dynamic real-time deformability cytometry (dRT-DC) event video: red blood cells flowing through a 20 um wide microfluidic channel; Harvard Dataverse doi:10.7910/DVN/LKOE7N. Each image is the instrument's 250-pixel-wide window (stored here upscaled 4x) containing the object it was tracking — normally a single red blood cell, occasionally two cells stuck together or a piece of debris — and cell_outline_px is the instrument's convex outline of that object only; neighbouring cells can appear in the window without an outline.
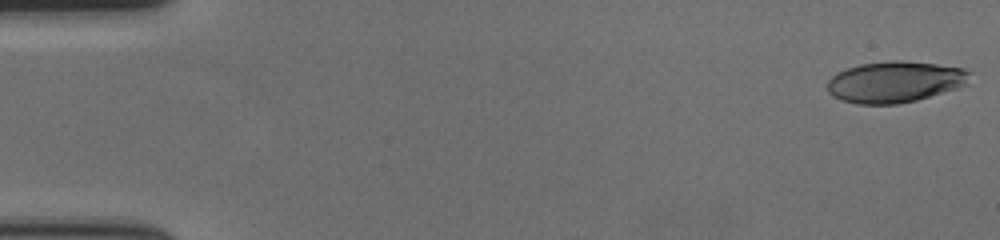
{"species": "human", "species_latin": "Homo sapiens", "temperature_condition": "cold", "stored_images_in_passage": 58, "camera_frame_rate_fps": 3000, "um_per_image_px": 0.085, "donor": {"sex": "female"}, "frame": {"image": 1, "passage_image": 1, "time_ms": 0.0, "image_size_px": [1000, 240], "cell_outline_px": [[972, 72], [968, 84], [956, 88], [916, 100], [896, 104], [856, 104], [840, 100], [832, 96], [828, 92], [828, 80], [836, 72], [860, 64], [888, 60], [900, 60], [936, 64], [964, 68]], "centroid_in_image_um": [76.06, 6.95], "position_along_channel_um": 8.9, "area_um2": 34.39}}
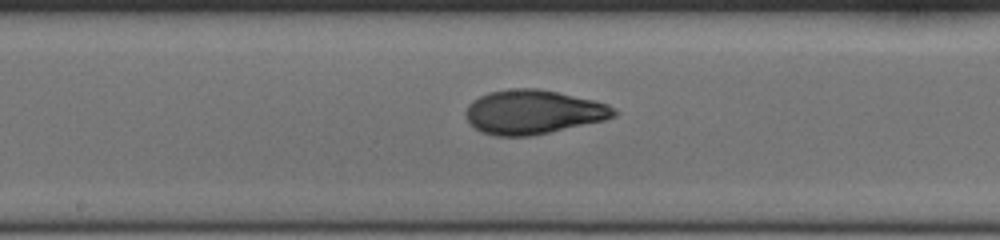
{"frame": {"image": 2, "passage_image": 31, "time_ms": 10.0, "image_size_px": [1000, 240], "cell_outline_px": [[620, 112], [616, 116], [604, 120], [548, 132], [528, 136], [496, 136], [480, 132], [468, 124], [464, 116], [464, 112], [468, 104], [472, 100], [488, 92], [512, 88], [540, 88], [596, 100], [608, 104], [616, 108]], "centroid_in_image_um": [45.3, 9.51], "position_along_channel_um": 202.9, "area_um2": 38.61}}
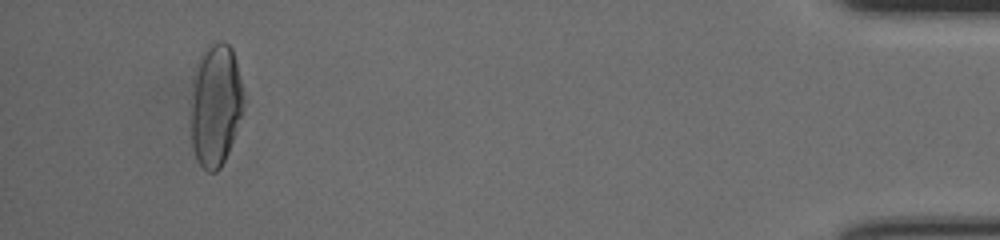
{"frame": {"image": 3, "passage_image": 55, "time_ms": 18.0, "image_size_px": [1000, 240], "cell_outline_px": [[244, 104], [228, 152], [220, 168], [216, 172], [208, 172], [196, 160], [192, 148], [192, 104], [196, 72], [200, 56], [204, 48], [208, 44], [220, 40], [224, 40], [232, 48], [240, 80], [244, 100]], "centroid_in_image_um": [18.32, 8.93], "position_along_channel_um": 416.9, "area_um2": 36.88}, "authors_computed_cell_mechanics": {"area_um2": 36.6741, "velocity_mm_per_s": 3.5581, "shape_relaxation_time_tau1_ms": 5.3183, "shape_relaxation_time_tau2_ms": 0.8869, "deformation_change_tau1": 0.207, "deformation_change_tau2": 0.059}}